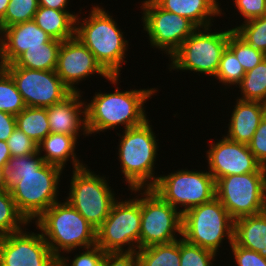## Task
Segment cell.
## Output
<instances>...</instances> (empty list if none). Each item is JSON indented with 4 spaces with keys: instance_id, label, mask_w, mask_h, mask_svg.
<instances>
[{
    "instance_id": "6da1fadb",
    "label": "cell",
    "mask_w": 266,
    "mask_h": 266,
    "mask_svg": "<svg viewBox=\"0 0 266 266\" xmlns=\"http://www.w3.org/2000/svg\"><path fill=\"white\" fill-rule=\"evenodd\" d=\"M156 91L157 88L120 91L117 87L113 93L96 92L93 100L86 103L89 135L120 125L126 130L143 124L147 120L144 103Z\"/></svg>"
},
{
    "instance_id": "7a4b0ae2",
    "label": "cell",
    "mask_w": 266,
    "mask_h": 266,
    "mask_svg": "<svg viewBox=\"0 0 266 266\" xmlns=\"http://www.w3.org/2000/svg\"><path fill=\"white\" fill-rule=\"evenodd\" d=\"M89 17H76L75 37L94 55L110 76H119L125 60L128 41L108 11L93 5Z\"/></svg>"
},
{
    "instance_id": "3957f363",
    "label": "cell",
    "mask_w": 266,
    "mask_h": 266,
    "mask_svg": "<svg viewBox=\"0 0 266 266\" xmlns=\"http://www.w3.org/2000/svg\"><path fill=\"white\" fill-rule=\"evenodd\" d=\"M52 253L61 258L77 248L96 245L94 228L66 199L55 202L35 221ZM38 227V228H37Z\"/></svg>"
},
{
    "instance_id": "277c9868",
    "label": "cell",
    "mask_w": 266,
    "mask_h": 266,
    "mask_svg": "<svg viewBox=\"0 0 266 266\" xmlns=\"http://www.w3.org/2000/svg\"><path fill=\"white\" fill-rule=\"evenodd\" d=\"M63 169L44 163L36 172L18 174L5 170V186L10 191L18 211L29 222L38 219L58 201L59 182Z\"/></svg>"
},
{
    "instance_id": "5b68a950",
    "label": "cell",
    "mask_w": 266,
    "mask_h": 266,
    "mask_svg": "<svg viewBox=\"0 0 266 266\" xmlns=\"http://www.w3.org/2000/svg\"><path fill=\"white\" fill-rule=\"evenodd\" d=\"M149 122L147 119L143 124L126 129L123 135H119L121 140L117 154L129 190L152 188L158 179V176H154V164L159 146Z\"/></svg>"
},
{
    "instance_id": "8992f818",
    "label": "cell",
    "mask_w": 266,
    "mask_h": 266,
    "mask_svg": "<svg viewBox=\"0 0 266 266\" xmlns=\"http://www.w3.org/2000/svg\"><path fill=\"white\" fill-rule=\"evenodd\" d=\"M140 230L141 197L116 200L108 217L96 229V245L110 257L132 258L139 249Z\"/></svg>"
},
{
    "instance_id": "52a82bcc",
    "label": "cell",
    "mask_w": 266,
    "mask_h": 266,
    "mask_svg": "<svg viewBox=\"0 0 266 266\" xmlns=\"http://www.w3.org/2000/svg\"><path fill=\"white\" fill-rule=\"evenodd\" d=\"M233 233L234 220L216 197L183 214L182 238L216 254L226 238L233 243Z\"/></svg>"
},
{
    "instance_id": "ba28073f",
    "label": "cell",
    "mask_w": 266,
    "mask_h": 266,
    "mask_svg": "<svg viewBox=\"0 0 266 266\" xmlns=\"http://www.w3.org/2000/svg\"><path fill=\"white\" fill-rule=\"evenodd\" d=\"M216 198L235 221L266 210V167L256 172L229 175L215 181Z\"/></svg>"
},
{
    "instance_id": "9c48e42d",
    "label": "cell",
    "mask_w": 266,
    "mask_h": 266,
    "mask_svg": "<svg viewBox=\"0 0 266 266\" xmlns=\"http://www.w3.org/2000/svg\"><path fill=\"white\" fill-rule=\"evenodd\" d=\"M210 28H197L169 57V69L194 71L214 78L220 58L228 46L229 35L234 29L211 32Z\"/></svg>"
},
{
    "instance_id": "30bf717a",
    "label": "cell",
    "mask_w": 266,
    "mask_h": 266,
    "mask_svg": "<svg viewBox=\"0 0 266 266\" xmlns=\"http://www.w3.org/2000/svg\"><path fill=\"white\" fill-rule=\"evenodd\" d=\"M151 189L182 214L216 197L215 179L207 171L181 169L168 175H158Z\"/></svg>"
},
{
    "instance_id": "8fae6325",
    "label": "cell",
    "mask_w": 266,
    "mask_h": 266,
    "mask_svg": "<svg viewBox=\"0 0 266 266\" xmlns=\"http://www.w3.org/2000/svg\"><path fill=\"white\" fill-rule=\"evenodd\" d=\"M87 168L72 171L66 200L97 229L110 214L117 198L105 177Z\"/></svg>"
},
{
    "instance_id": "7c38bea8",
    "label": "cell",
    "mask_w": 266,
    "mask_h": 266,
    "mask_svg": "<svg viewBox=\"0 0 266 266\" xmlns=\"http://www.w3.org/2000/svg\"><path fill=\"white\" fill-rule=\"evenodd\" d=\"M141 192V230L139 248L174 242L182 236L183 214L164 201L151 188L131 189ZM177 233V234H176Z\"/></svg>"
},
{
    "instance_id": "4fadbf2b",
    "label": "cell",
    "mask_w": 266,
    "mask_h": 266,
    "mask_svg": "<svg viewBox=\"0 0 266 266\" xmlns=\"http://www.w3.org/2000/svg\"><path fill=\"white\" fill-rule=\"evenodd\" d=\"M142 2L141 20L152 48L161 49L170 57L197 27L187 18L162 9L154 0Z\"/></svg>"
},
{
    "instance_id": "5bb4252c",
    "label": "cell",
    "mask_w": 266,
    "mask_h": 266,
    "mask_svg": "<svg viewBox=\"0 0 266 266\" xmlns=\"http://www.w3.org/2000/svg\"><path fill=\"white\" fill-rule=\"evenodd\" d=\"M14 80L26 107L47 108L61 102L71 91L55 70L4 67Z\"/></svg>"
},
{
    "instance_id": "9a60e30c",
    "label": "cell",
    "mask_w": 266,
    "mask_h": 266,
    "mask_svg": "<svg viewBox=\"0 0 266 266\" xmlns=\"http://www.w3.org/2000/svg\"><path fill=\"white\" fill-rule=\"evenodd\" d=\"M42 233L19 232L0 237V266H57Z\"/></svg>"
},
{
    "instance_id": "2e32d148",
    "label": "cell",
    "mask_w": 266,
    "mask_h": 266,
    "mask_svg": "<svg viewBox=\"0 0 266 266\" xmlns=\"http://www.w3.org/2000/svg\"><path fill=\"white\" fill-rule=\"evenodd\" d=\"M55 71L71 92H80L74 85L95 73L114 85L120 81V76H110L96 61L93 53L76 37L61 42Z\"/></svg>"
},
{
    "instance_id": "e0dca14e",
    "label": "cell",
    "mask_w": 266,
    "mask_h": 266,
    "mask_svg": "<svg viewBox=\"0 0 266 266\" xmlns=\"http://www.w3.org/2000/svg\"><path fill=\"white\" fill-rule=\"evenodd\" d=\"M206 151L209 173L215 181L229 175L256 172L262 165L256 160L247 144L234 142L223 136L210 144Z\"/></svg>"
},
{
    "instance_id": "ac0fdd59",
    "label": "cell",
    "mask_w": 266,
    "mask_h": 266,
    "mask_svg": "<svg viewBox=\"0 0 266 266\" xmlns=\"http://www.w3.org/2000/svg\"><path fill=\"white\" fill-rule=\"evenodd\" d=\"M80 93L71 92L61 102L47 107L51 133L72 135L77 139L79 132L83 131V135L87 134L85 136H89L86 103L83 99L81 101Z\"/></svg>"
},
{
    "instance_id": "d6986e66",
    "label": "cell",
    "mask_w": 266,
    "mask_h": 266,
    "mask_svg": "<svg viewBox=\"0 0 266 266\" xmlns=\"http://www.w3.org/2000/svg\"><path fill=\"white\" fill-rule=\"evenodd\" d=\"M0 35L4 65L13 63L28 48L43 47L53 39L33 20L6 27Z\"/></svg>"
},
{
    "instance_id": "ffe728a7",
    "label": "cell",
    "mask_w": 266,
    "mask_h": 266,
    "mask_svg": "<svg viewBox=\"0 0 266 266\" xmlns=\"http://www.w3.org/2000/svg\"><path fill=\"white\" fill-rule=\"evenodd\" d=\"M265 115L263 102L237 99L226 137L234 142L248 145Z\"/></svg>"
},
{
    "instance_id": "44dd1931",
    "label": "cell",
    "mask_w": 266,
    "mask_h": 266,
    "mask_svg": "<svg viewBox=\"0 0 266 266\" xmlns=\"http://www.w3.org/2000/svg\"><path fill=\"white\" fill-rule=\"evenodd\" d=\"M162 9L187 18L197 28L209 27L221 16L218 0H154Z\"/></svg>"
},
{
    "instance_id": "7402d4cb",
    "label": "cell",
    "mask_w": 266,
    "mask_h": 266,
    "mask_svg": "<svg viewBox=\"0 0 266 266\" xmlns=\"http://www.w3.org/2000/svg\"><path fill=\"white\" fill-rule=\"evenodd\" d=\"M233 241L266 258V210L234 221Z\"/></svg>"
},
{
    "instance_id": "603a6c76",
    "label": "cell",
    "mask_w": 266,
    "mask_h": 266,
    "mask_svg": "<svg viewBox=\"0 0 266 266\" xmlns=\"http://www.w3.org/2000/svg\"><path fill=\"white\" fill-rule=\"evenodd\" d=\"M77 139L72 135L49 133L39 144L38 152L44 155L41 156L45 163L53 164L64 169L67 161L71 158L73 170L80 169L85 164L80 163L76 155ZM78 158V159H77Z\"/></svg>"
},
{
    "instance_id": "cb8c5ba5",
    "label": "cell",
    "mask_w": 266,
    "mask_h": 266,
    "mask_svg": "<svg viewBox=\"0 0 266 266\" xmlns=\"http://www.w3.org/2000/svg\"><path fill=\"white\" fill-rule=\"evenodd\" d=\"M75 13L39 6L33 21L53 39L60 41L75 37Z\"/></svg>"
},
{
    "instance_id": "d4e9b609",
    "label": "cell",
    "mask_w": 266,
    "mask_h": 266,
    "mask_svg": "<svg viewBox=\"0 0 266 266\" xmlns=\"http://www.w3.org/2000/svg\"><path fill=\"white\" fill-rule=\"evenodd\" d=\"M60 40L52 39L43 47H31L25 50L13 63L4 67H22L31 70H56Z\"/></svg>"
},
{
    "instance_id": "484cf974",
    "label": "cell",
    "mask_w": 266,
    "mask_h": 266,
    "mask_svg": "<svg viewBox=\"0 0 266 266\" xmlns=\"http://www.w3.org/2000/svg\"><path fill=\"white\" fill-rule=\"evenodd\" d=\"M180 238L167 244L139 248L132 257L134 266H180Z\"/></svg>"
},
{
    "instance_id": "4316f807",
    "label": "cell",
    "mask_w": 266,
    "mask_h": 266,
    "mask_svg": "<svg viewBox=\"0 0 266 266\" xmlns=\"http://www.w3.org/2000/svg\"><path fill=\"white\" fill-rule=\"evenodd\" d=\"M16 117V127L39 144L50 132L47 108L26 107Z\"/></svg>"
},
{
    "instance_id": "83f0119b",
    "label": "cell",
    "mask_w": 266,
    "mask_h": 266,
    "mask_svg": "<svg viewBox=\"0 0 266 266\" xmlns=\"http://www.w3.org/2000/svg\"><path fill=\"white\" fill-rule=\"evenodd\" d=\"M238 86L242 96L238 99L264 103L266 101V58L246 72Z\"/></svg>"
},
{
    "instance_id": "f1b7e54d",
    "label": "cell",
    "mask_w": 266,
    "mask_h": 266,
    "mask_svg": "<svg viewBox=\"0 0 266 266\" xmlns=\"http://www.w3.org/2000/svg\"><path fill=\"white\" fill-rule=\"evenodd\" d=\"M28 223L18 211L10 191H0V237L21 231Z\"/></svg>"
},
{
    "instance_id": "f546056e",
    "label": "cell",
    "mask_w": 266,
    "mask_h": 266,
    "mask_svg": "<svg viewBox=\"0 0 266 266\" xmlns=\"http://www.w3.org/2000/svg\"><path fill=\"white\" fill-rule=\"evenodd\" d=\"M26 108L21 94L11 75L3 69L0 72V111L18 115Z\"/></svg>"
},
{
    "instance_id": "4dcf8cb0",
    "label": "cell",
    "mask_w": 266,
    "mask_h": 266,
    "mask_svg": "<svg viewBox=\"0 0 266 266\" xmlns=\"http://www.w3.org/2000/svg\"><path fill=\"white\" fill-rule=\"evenodd\" d=\"M236 56L245 72L261 63L266 54L244 41L234 30L230 33L227 46Z\"/></svg>"
},
{
    "instance_id": "1f68e13d",
    "label": "cell",
    "mask_w": 266,
    "mask_h": 266,
    "mask_svg": "<svg viewBox=\"0 0 266 266\" xmlns=\"http://www.w3.org/2000/svg\"><path fill=\"white\" fill-rule=\"evenodd\" d=\"M38 7V0H10L0 21V32L6 27L33 20Z\"/></svg>"
},
{
    "instance_id": "d6a6232c",
    "label": "cell",
    "mask_w": 266,
    "mask_h": 266,
    "mask_svg": "<svg viewBox=\"0 0 266 266\" xmlns=\"http://www.w3.org/2000/svg\"><path fill=\"white\" fill-rule=\"evenodd\" d=\"M249 45L266 54V15L233 28Z\"/></svg>"
},
{
    "instance_id": "836d02e7",
    "label": "cell",
    "mask_w": 266,
    "mask_h": 266,
    "mask_svg": "<svg viewBox=\"0 0 266 266\" xmlns=\"http://www.w3.org/2000/svg\"><path fill=\"white\" fill-rule=\"evenodd\" d=\"M245 73V70L239 63L235 54L228 47H226L222 54V57L220 58L219 68L217 70L215 78L226 87L228 84V86L236 85L237 87V85L243 79Z\"/></svg>"
},
{
    "instance_id": "e575fe53",
    "label": "cell",
    "mask_w": 266,
    "mask_h": 266,
    "mask_svg": "<svg viewBox=\"0 0 266 266\" xmlns=\"http://www.w3.org/2000/svg\"><path fill=\"white\" fill-rule=\"evenodd\" d=\"M216 253L180 238V266H213Z\"/></svg>"
},
{
    "instance_id": "d590c367",
    "label": "cell",
    "mask_w": 266,
    "mask_h": 266,
    "mask_svg": "<svg viewBox=\"0 0 266 266\" xmlns=\"http://www.w3.org/2000/svg\"><path fill=\"white\" fill-rule=\"evenodd\" d=\"M109 258L105 251L94 245L86 248V251L79 252L72 261L62 255L57 266H69L68 261H71L70 266H103Z\"/></svg>"
},
{
    "instance_id": "8d00e7d4",
    "label": "cell",
    "mask_w": 266,
    "mask_h": 266,
    "mask_svg": "<svg viewBox=\"0 0 266 266\" xmlns=\"http://www.w3.org/2000/svg\"><path fill=\"white\" fill-rule=\"evenodd\" d=\"M11 156L19 157L38 152V144L23 133L19 128H15L6 141Z\"/></svg>"
},
{
    "instance_id": "74e56055",
    "label": "cell",
    "mask_w": 266,
    "mask_h": 266,
    "mask_svg": "<svg viewBox=\"0 0 266 266\" xmlns=\"http://www.w3.org/2000/svg\"><path fill=\"white\" fill-rule=\"evenodd\" d=\"M44 160L39 152L23 155L19 157H11L5 170H14L18 174H28L36 172L43 164Z\"/></svg>"
},
{
    "instance_id": "f35d334b",
    "label": "cell",
    "mask_w": 266,
    "mask_h": 266,
    "mask_svg": "<svg viewBox=\"0 0 266 266\" xmlns=\"http://www.w3.org/2000/svg\"><path fill=\"white\" fill-rule=\"evenodd\" d=\"M248 146L256 160L266 167V115L261 120Z\"/></svg>"
},
{
    "instance_id": "ab89813d",
    "label": "cell",
    "mask_w": 266,
    "mask_h": 266,
    "mask_svg": "<svg viewBox=\"0 0 266 266\" xmlns=\"http://www.w3.org/2000/svg\"><path fill=\"white\" fill-rule=\"evenodd\" d=\"M230 247L237 266H266V258L258 252L238 246L234 241Z\"/></svg>"
},
{
    "instance_id": "60d3db41",
    "label": "cell",
    "mask_w": 266,
    "mask_h": 266,
    "mask_svg": "<svg viewBox=\"0 0 266 266\" xmlns=\"http://www.w3.org/2000/svg\"><path fill=\"white\" fill-rule=\"evenodd\" d=\"M234 4L243 22L266 15V0H234Z\"/></svg>"
},
{
    "instance_id": "b9f144b4",
    "label": "cell",
    "mask_w": 266,
    "mask_h": 266,
    "mask_svg": "<svg viewBox=\"0 0 266 266\" xmlns=\"http://www.w3.org/2000/svg\"><path fill=\"white\" fill-rule=\"evenodd\" d=\"M16 128V117L13 114L0 111V141H7Z\"/></svg>"
},
{
    "instance_id": "7bdbcfd3",
    "label": "cell",
    "mask_w": 266,
    "mask_h": 266,
    "mask_svg": "<svg viewBox=\"0 0 266 266\" xmlns=\"http://www.w3.org/2000/svg\"><path fill=\"white\" fill-rule=\"evenodd\" d=\"M70 0H38L39 6L52 8L55 10H67L66 7Z\"/></svg>"
},
{
    "instance_id": "ee69618b",
    "label": "cell",
    "mask_w": 266,
    "mask_h": 266,
    "mask_svg": "<svg viewBox=\"0 0 266 266\" xmlns=\"http://www.w3.org/2000/svg\"><path fill=\"white\" fill-rule=\"evenodd\" d=\"M103 266H134L131 257H110Z\"/></svg>"
},
{
    "instance_id": "f6af8a7d",
    "label": "cell",
    "mask_w": 266,
    "mask_h": 266,
    "mask_svg": "<svg viewBox=\"0 0 266 266\" xmlns=\"http://www.w3.org/2000/svg\"><path fill=\"white\" fill-rule=\"evenodd\" d=\"M11 157L7 143L5 141H0V167H6L7 162Z\"/></svg>"
},
{
    "instance_id": "bcb514c9",
    "label": "cell",
    "mask_w": 266,
    "mask_h": 266,
    "mask_svg": "<svg viewBox=\"0 0 266 266\" xmlns=\"http://www.w3.org/2000/svg\"><path fill=\"white\" fill-rule=\"evenodd\" d=\"M10 0H0V21L4 18Z\"/></svg>"
},
{
    "instance_id": "7dc6e473",
    "label": "cell",
    "mask_w": 266,
    "mask_h": 266,
    "mask_svg": "<svg viewBox=\"0 0 266 266\" xmlns=\"http://www.w3.org/2000/svg\"><path fill=\"white\" fill-rule=\"evenodd\" d=\"M6 190L5 186V167H0V191Z\"/></svg>"
},
{
    "instance_id": "c3c4849f",
    "label": "cell",
    "mask_w": 266,
    "mask_h": 266,
    "mask_svg": "<svg viewBox=\"0 0 266 266\" xmlns=\"http://www.w3.org/2000/svg\"><path fill=\"white\" fill-rule=\"evenodd\" d=\"M4 69V64L2 61V48H1V35H0V72Z\"/></svg>"
}]
</instances>
